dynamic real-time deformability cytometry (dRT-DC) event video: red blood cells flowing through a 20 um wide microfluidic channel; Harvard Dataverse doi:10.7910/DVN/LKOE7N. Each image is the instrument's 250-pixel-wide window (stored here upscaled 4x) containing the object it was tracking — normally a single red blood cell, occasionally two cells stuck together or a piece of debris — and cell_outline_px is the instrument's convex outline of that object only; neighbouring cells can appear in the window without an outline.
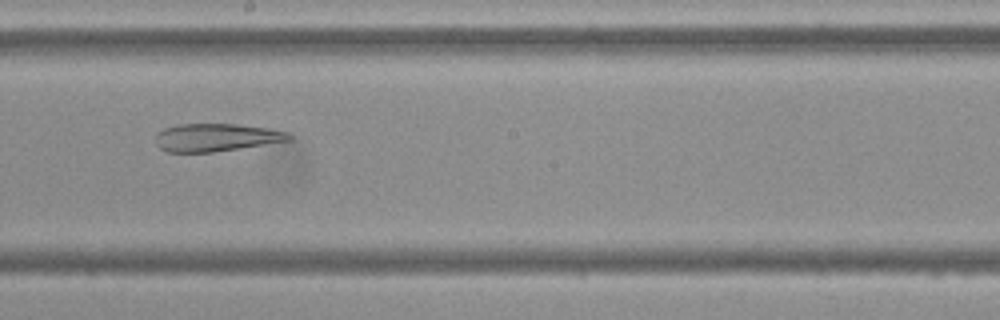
{"species": "Egyptian fruit bat (a non-hibernating species)", "species_latin": "Rousettus aegyptiacus", "temperature_condition": "cold", "stored_images_in_passage": 12, "camera_frame_rate_fps": 3000, "um_per_image_px": 0.085, "frame": {"image": 1, "passage_image": 6, "time_ms": 5.667, "image_size_px": [1000, 320], "cell_outline_px": [[292, 140], [212, 152], [168, 152], [160, 148], [156, 144], [156, 132], [164, 128], [180, 124], [236, 124], [268, 128], [288, 132], [292, 136]], "centroid_in_image_um": [18.36, 11.68], "position_along_channel_um": 229.8, "area_um2": 21.56}}
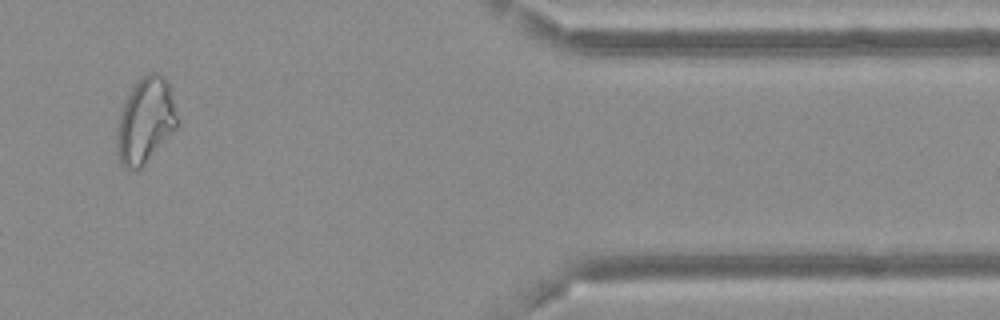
{"frame": {"image": 2, "passage_image": 10, "time_ms": 11.333, "image_size_px": [1000, 320], "cell_outline_px": [[180, 124], [144, 164], [136, 172], [128, 172], [120, 164], [116, 148], [116, 140], [120, 116], [124, 100], [132, 88], [148, 72], [156, 72], [164, 76], [168, 84]], "centroid_in_image_um": [12.35, 10.31], "position_along_channel_um": 399.1, "area_um2": 30.06}}